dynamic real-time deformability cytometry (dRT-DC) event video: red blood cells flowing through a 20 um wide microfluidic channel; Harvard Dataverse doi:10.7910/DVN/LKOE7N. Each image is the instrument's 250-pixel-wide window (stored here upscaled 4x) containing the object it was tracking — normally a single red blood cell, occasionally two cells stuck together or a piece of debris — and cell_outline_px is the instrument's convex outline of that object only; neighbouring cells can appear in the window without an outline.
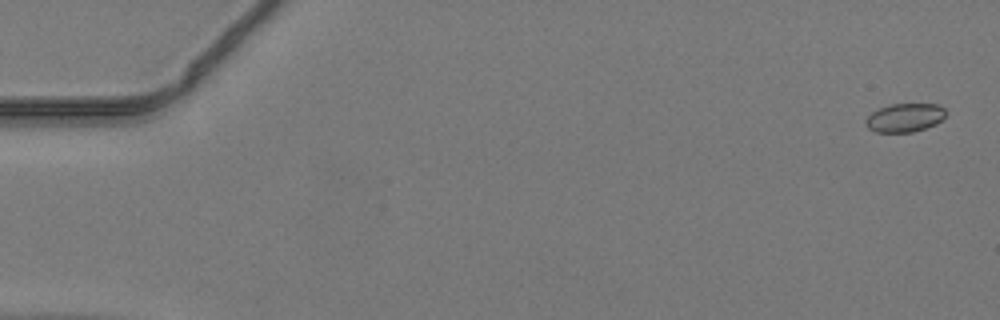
{"species": "common noctule bat (a hibernating species)", "species_latin": "Nyctalus noctula", "temperature_condition": "warm", "stored_images_in_passage": 6, "camera_frame_rate_fps": 3000, "um_per_image_px": 0.085, "animal": {"sex": "male", "body_mass_g": 19.2, "forearm_length_mm": 51.8}, "frame": {"image": 1, "passage_image": 2, "time_ms": 0.333, "image_size_px": [1000, 320], "cell_outline_px": [[948, 112], [936, 124], [912, 132], [876, 132], [868, 128], [864, 124], [864, 120], [872, 112], [880, 108], [892, 104], [940, 104]], "centroid_in_image_um": [76.9, 10.0], "position_along_channel_um": 8.1, "area_um2": 13.35}}